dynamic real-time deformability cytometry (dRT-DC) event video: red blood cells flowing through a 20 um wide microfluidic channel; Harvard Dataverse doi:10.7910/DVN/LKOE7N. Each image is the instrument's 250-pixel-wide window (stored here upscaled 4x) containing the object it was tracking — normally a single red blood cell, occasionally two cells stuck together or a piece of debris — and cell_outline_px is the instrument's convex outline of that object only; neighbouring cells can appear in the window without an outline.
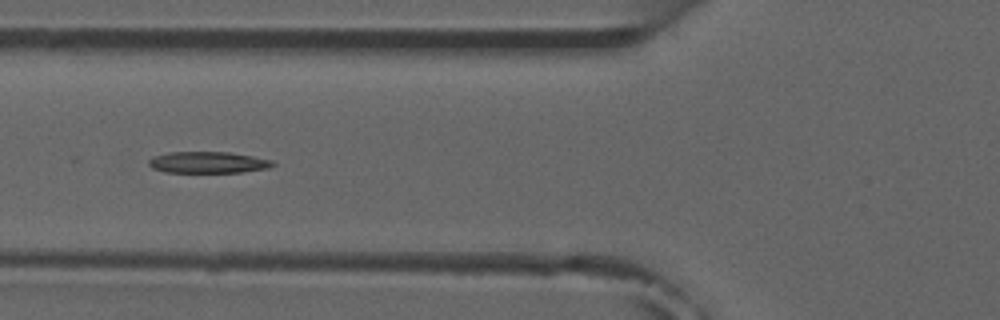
{"species": "common noctule bat (a hibernating species)", "species_latin": "Nyctalus noctula", "temperature_condition": "room temperature", "stored_images_in_passage": 7, "camera_frame_rate_fps": 3000, "um_per_image_px": 0.085, "animal": {"sex": "male", "forearm_length_mm": 52.5}, "frame": {"image": 1, "passage_image": 6, "time_ms": 5.667, "image_size_px": [1000, 320], "cell_outline_px": [[276, 164], [268, 168], [240, 172], [164, 172], [152, 168], [148, 164], [148, 160], [152, 156], [168, 152], [228, 152], [252, 156], [272, 160]], "centroid_in_image_um": [17.64, 13.8], "position_along_channel_um": 108.2, "area_um2": 15.49}}
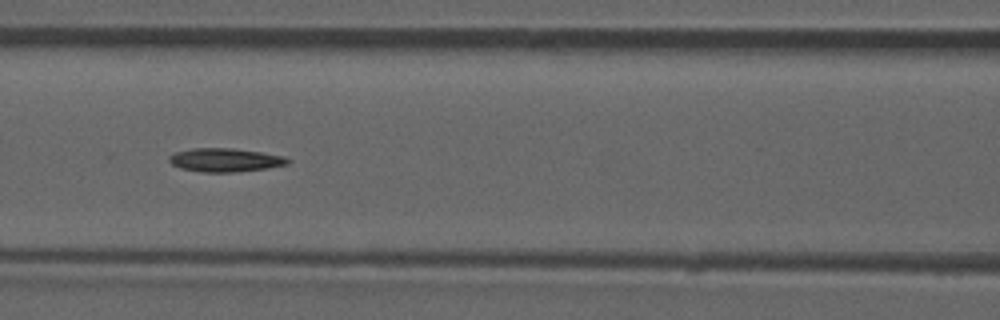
{"frame": {"image": 2, "passage_image": 7, "time_ms": 6.667, "image_size_px": [1000, 320], "cell_outline_px": [[292, 160], [288, 164], [268, 168], [232, 172], [204, 172], [180, 168], [172, 164], [168, 160], [168, 156], [176, 152], [192, 148], [232, 148], [260, 152], [284, 156]], "centroid_in_image_um": [19.14, 13.6], "position_along_channel_um": 147.5, "area_um2": 16.24}}